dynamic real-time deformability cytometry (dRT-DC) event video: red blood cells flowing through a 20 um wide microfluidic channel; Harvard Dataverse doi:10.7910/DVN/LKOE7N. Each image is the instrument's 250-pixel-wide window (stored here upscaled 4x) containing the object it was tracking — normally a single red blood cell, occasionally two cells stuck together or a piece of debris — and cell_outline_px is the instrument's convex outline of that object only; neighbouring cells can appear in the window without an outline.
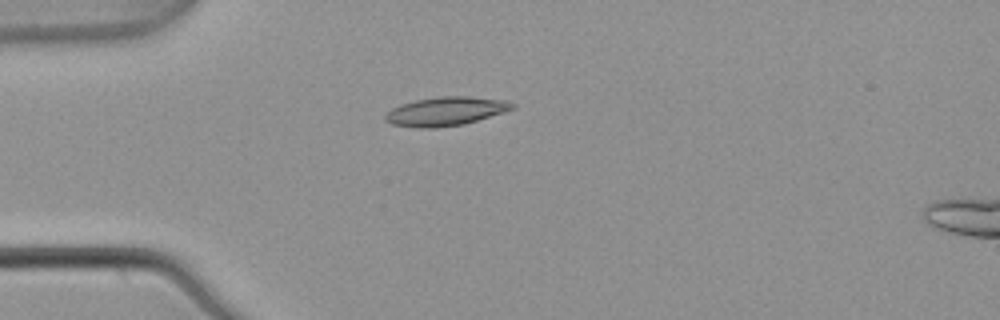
{"species": "common noctule bat (a hibernating species)", "species_latin": "Nyctalus noctula", "temperature_condition": "warm", "stored_images_in_passage": 5, "camera_frame_rate_fps": 3000, "um_per_image_px": 0.085, "animal": {"sex": "male", "body_mass_g": 21.5, "forearm_length_mm": 52.0}, "frame": {"image": 1, "passage_image": 4, "time_ms": 1.0, "image_size_px": [1000, 320], "cell_outline_px": [[516, 108], [504, 112], [464, 124], [436, 128], [416, 128], [392, 124], [384, 120], [384, 116], [392, 108], [400, 104], [416, 100], [440, 96], [468, 96], [508, 100], [516, 104]], "centroid_in_image_um": [37.91, 9.46], "position_along_channel_um": 47.1, "area_um2": 21.5}}